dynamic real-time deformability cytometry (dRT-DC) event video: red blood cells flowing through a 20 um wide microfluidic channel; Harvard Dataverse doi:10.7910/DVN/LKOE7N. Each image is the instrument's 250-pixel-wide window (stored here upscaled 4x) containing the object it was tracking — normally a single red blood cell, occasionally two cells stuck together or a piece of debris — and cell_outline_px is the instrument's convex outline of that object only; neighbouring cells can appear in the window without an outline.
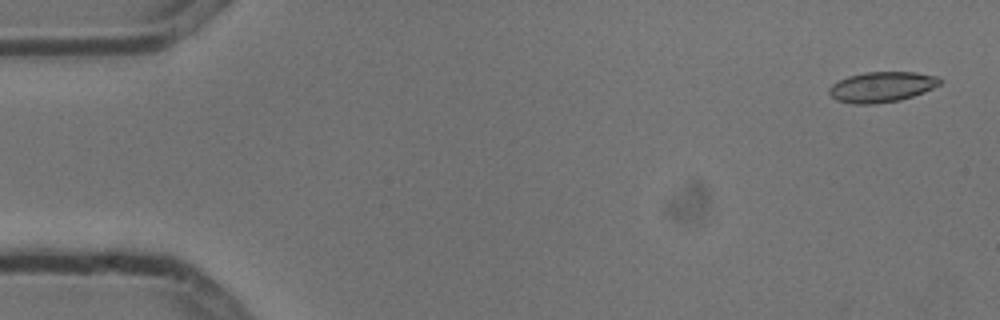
{"species": "common noctule bat (a hibernating species)", "species_latin": "Nyctalus noctula", "temperature_condition": "cold", "stored_images_in_passage": 4, "camera_frame_rate_fps": 3000, "um_per_image_px": 0.085, "animal": {"sex": "male", "body_mass_g": 13.3}, "frame": {"image": 1, "passage_image": 1, "time_ms": 0.0, "image_size_px": [1000, 320], "cell_outline_px": [[944, 80], [940, 84], [924, 92], [900, 100], [872, 104], [852, 104], [836, 100], [828, 92], [828, 88], [832, 84], [848, 76], [864, 72], [916, 72], [936, 76]], "centroid_in_image_um": [74.94, 7.38], "position_along_channel_um": 10.1, "area_um2": 19.65}}
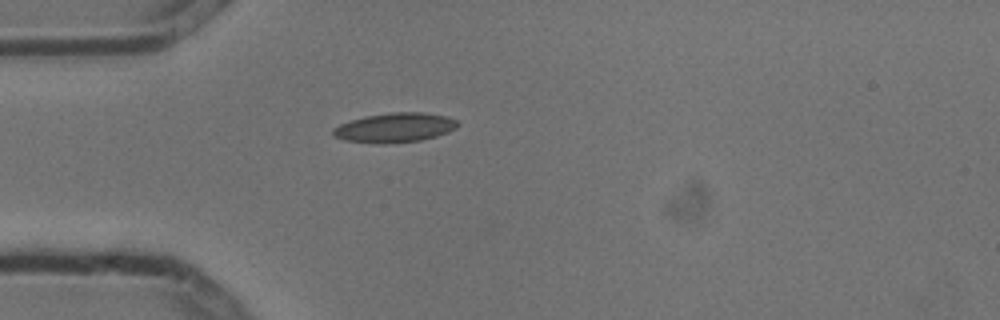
{"frame": {"image": 2, "passage_image": 4, "time_ms": 1.0, "image_size_px": [1000, 320], "cell_outline_px": [[460, 124], [456, 128], [448, 132], [436, 136], [420, 140], [384, 144], [376, 144], [344, 140], [332, 136], [332, 128], [340, 124], [364, 116], [392, 112], [424, 112], [448, 116], [456, 120]], "centroid_in_image_um": [33.55, 10.85], "position_along_channel_um": 51.5, "area_um2": 21.62}}